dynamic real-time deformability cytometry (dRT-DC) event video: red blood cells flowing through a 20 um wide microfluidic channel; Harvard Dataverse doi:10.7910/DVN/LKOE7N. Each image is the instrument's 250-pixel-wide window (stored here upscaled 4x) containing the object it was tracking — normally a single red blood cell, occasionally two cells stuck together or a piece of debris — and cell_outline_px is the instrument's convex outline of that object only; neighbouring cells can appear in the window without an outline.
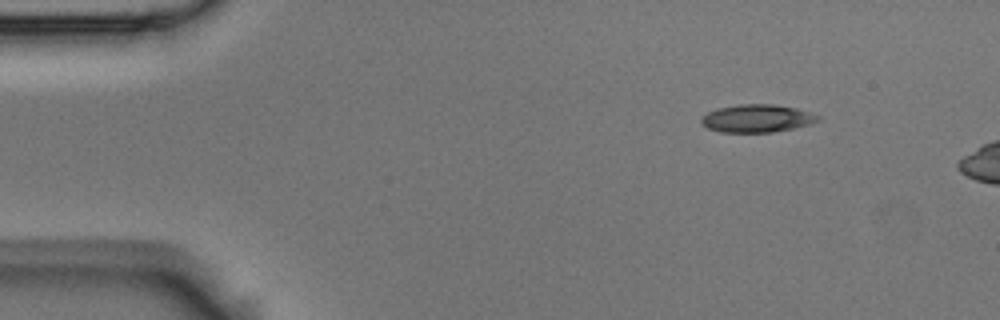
{"species": "Egyptian fruit bat (a non-hibernating species)", "species_latin": "Rousettus aegyptiacus", "temperature_condition": "room temperature", "stored_images_in_passage": 6, "camera_frame_rate_fps": 3000, "um_per_image_px": 0.085, "animal": {"sex": "male"}, "frame": {"image": 1, "passage_image": 1, "time_ms": 0.0, "image_size_px": [1000, 320], "cell_outline_px": [[820, 120], [808, 124], [792, 128], [772, 132], [720, 132], [708, 128], [700, 120], [700, 116], [716, 108], [740, 104], [772, 104], [796, 108], [820, 116]], "centroid_in_image_um": [64.3, 10.05], "position_along_channel_um": 20.7, "area_um2": 18.79}}